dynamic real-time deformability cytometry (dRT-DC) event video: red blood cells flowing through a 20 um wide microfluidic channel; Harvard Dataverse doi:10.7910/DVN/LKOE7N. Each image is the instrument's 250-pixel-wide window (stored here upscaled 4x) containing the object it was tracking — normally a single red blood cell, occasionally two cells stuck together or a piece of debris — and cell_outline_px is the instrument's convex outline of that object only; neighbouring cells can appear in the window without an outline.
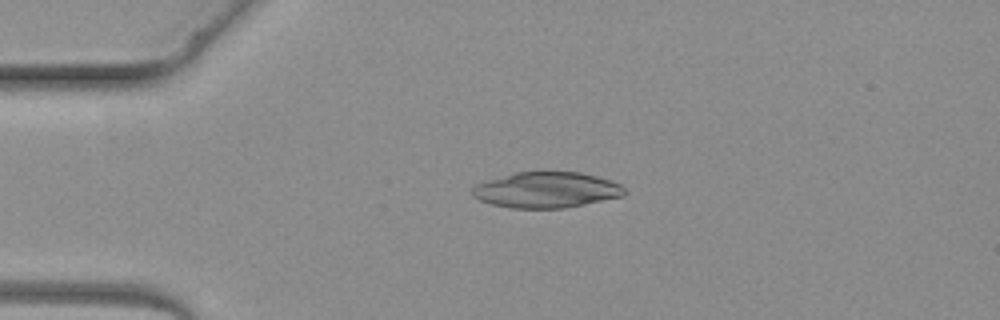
{"species": "common noctule bat (a hibernating species)", "species_latin": "Nyctalus noctula", "temperature_condition": "warm", "stored_images_in_passage": 2, "camera_frame_rate_fps": 3000, "um_per_image_px": 0.085, "animal": {"sex": "female", "body_mass_g": 19.3, "forearm_length_mm": 54.1}, "frame": {"image": 1, "passage_image": 1, "time_ms": 0.0, "image_size_px": [1000, 320], "cell_outline_px": [[628, 192], [624, 196], [564, 208], [512, 208], [492, 204], [480, 200], [472, 196], [472, 188], [476, 184], [488, 180], [516, 172], [580, 172], [612, 180], [620, 184]], "centroid_in_image_um": [46.48, 16.14], "position_along_channel_um": 38.5, "area_um2": 31.67}}